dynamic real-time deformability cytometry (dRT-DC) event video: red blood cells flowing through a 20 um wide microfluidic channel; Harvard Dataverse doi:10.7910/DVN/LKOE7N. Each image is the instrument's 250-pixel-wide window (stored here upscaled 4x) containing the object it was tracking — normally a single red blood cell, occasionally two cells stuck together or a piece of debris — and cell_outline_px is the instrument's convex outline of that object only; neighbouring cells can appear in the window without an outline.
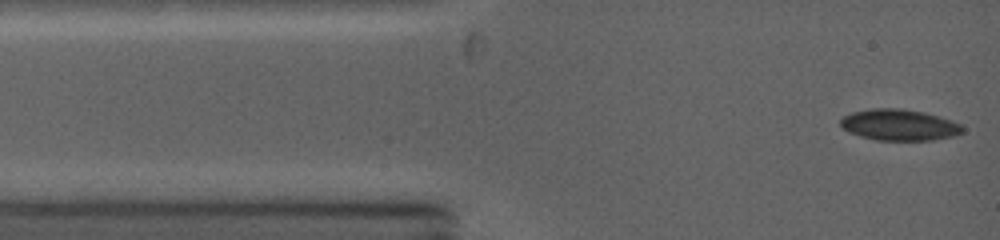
{"species": "common noctule bat (a hibernating species)", "species_latin": "Nyctalus noctula", "temperature_condition": "warm", "stored_images_in_passage": 36, "camera_frame_rate_fps": 5000, "um_per_image_px": 0.085, "animal": {"sex": "female", "body_mass_g": 19.0, "forearm_length_mm": 53.3}, "frame": {"image": 1, "passage_image": 1, "time_ms": 0.0, "image_size_px": [1000, 240], "cell_outline_px": [[964, 132], [952, 136], [932, 140], [876, 140], [860, 136], [848, 132], [840, 124], [840, 120], [844, 116], [852, 112], [872, 108], [904, 108], [924, 112], [940, 116], [952, 120], [960, 124], [964, 128]], "centroid_in_image_um": [76.45, 10.61], "position_along_channel_um": 8.6, "area_um2": 22.31}}
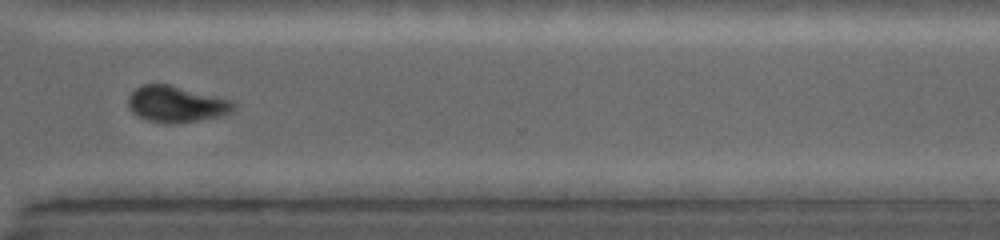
{"frame": {"image": 2, "passage_image": 24, "time_ms": 9.2, "image_size_px": [1000, 240], "cell_outline_px": [[236, 108], [232, 112], [216, 116], [196, 120], [148, 120], [132, 112], [128, 108], [128, 96], [136, 88], [144, 84], [168, 84], [232, 100], [236, 104]], "centroid_in_image_um": [14.98, 8.79], "position_along_channel_um": 355.6, "area_um2": 21.27}}
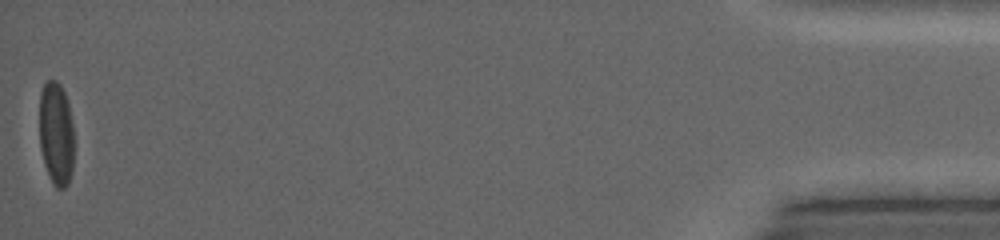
{"frame": {"image": 3, "passage_image": 36, "time_ms": 14.2, "image_size_px": [1000, 240], "cell_outline_px": [[72, 168], [68, 184], [64, 188], [56, 188], [52, 184], [44, 164], [40, 148], [40, 92], [44, 84], [48, 80], [56, 80], [60, 84], [64, 92], [68, 104], [72, 124]], "centroid_in_image_um": [4.75, 11.36], "position_along_channel_um": 430.4, "area_um2": 20.69}, "authors_computed_cell_mechanics": {"area_um2": 21.9351, "velocity_mm_per_s": 4.3116, "shape_relaxation_time_tau1_ms": 3.5149, "shape_relaxation_time_tau2_ms": 2.8696, "deformation_change_tau1": 0.1357, "deformation_change_tau2": 0.0635}}